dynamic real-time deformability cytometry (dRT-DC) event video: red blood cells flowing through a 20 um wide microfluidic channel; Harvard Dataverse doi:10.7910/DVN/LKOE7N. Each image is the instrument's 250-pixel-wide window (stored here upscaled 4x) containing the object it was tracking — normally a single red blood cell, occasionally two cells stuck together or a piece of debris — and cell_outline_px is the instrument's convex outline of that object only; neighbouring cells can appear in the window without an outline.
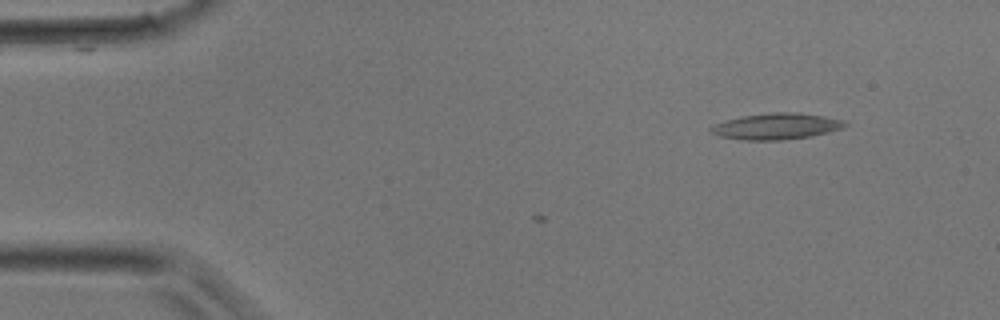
{"species": "common noctule bat (a hibernating species)", "species_latin": "Nyctalus noctula", "temperature_condition": "room temperature", "stored_images_in_passage": 3, "camera_frame_rate_fps": 3000, "um_per_image_px": 0.085, "animal": {"sex": "male", "body_mass_g": 17.9}, "frame": {"image": 1, "passage_image": 1, "time_ms": 0.0, "image_size_px": [1000, 320], "cell_outline_px": [[848, 124], [840, 128], [828, 132], [812, 136], [780, 140], [740, 140], [720, 136], [712, 132], [708, 128], [716, 124], [728, 120], [744, 116], [776, 112], [800, 112], [824, 116], [844, 120]], "centroid_in_image_um": [66.02, 10.74], "position_along_channel_um": 19.0, "area_um2": 20.23}}